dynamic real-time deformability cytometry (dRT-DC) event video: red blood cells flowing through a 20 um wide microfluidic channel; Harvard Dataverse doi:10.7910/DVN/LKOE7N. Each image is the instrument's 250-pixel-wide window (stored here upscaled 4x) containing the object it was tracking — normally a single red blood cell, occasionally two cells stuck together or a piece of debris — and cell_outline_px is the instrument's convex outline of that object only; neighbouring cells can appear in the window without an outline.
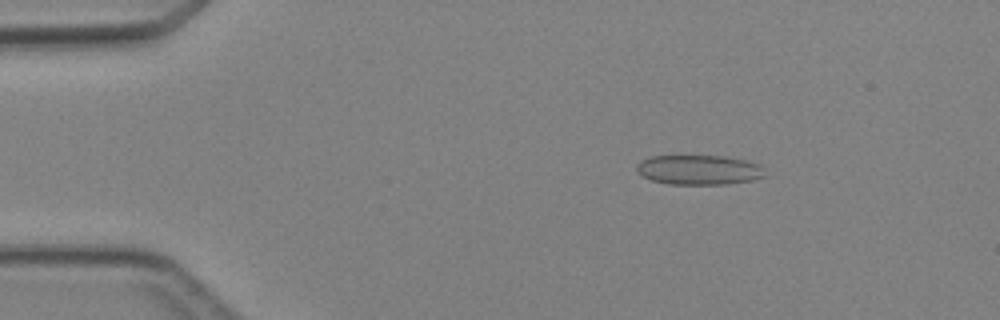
{"species": "Egyptian fruit bat (a non-hibernating species)", "species_latin": "Rousettus aegyptiacus", "temperature_condition": "cold", "stored_images_in_passage": 4, "camera_frame_rate_fps": 3000, "um_per_image_px": 0.085, "animal": {"sex": "female"}, "frame": {"image": 1, "passage_image": 2, "time_ms": 1.333, "image_size_px": [1000, 320], "cell_outline_px": [[764, 176], [752, 180], [728, 184], [668, 184], [652, 180], [640, 176], [636, 172], [636, 164], [640, 160], [652, 156], [724, 156], [744, 160], [760, 164], [764, 168]], "centroid_in_image_um": [59.37, 14.44], "position_along_channel_um": 25.6, "area_um2": 22.37}}